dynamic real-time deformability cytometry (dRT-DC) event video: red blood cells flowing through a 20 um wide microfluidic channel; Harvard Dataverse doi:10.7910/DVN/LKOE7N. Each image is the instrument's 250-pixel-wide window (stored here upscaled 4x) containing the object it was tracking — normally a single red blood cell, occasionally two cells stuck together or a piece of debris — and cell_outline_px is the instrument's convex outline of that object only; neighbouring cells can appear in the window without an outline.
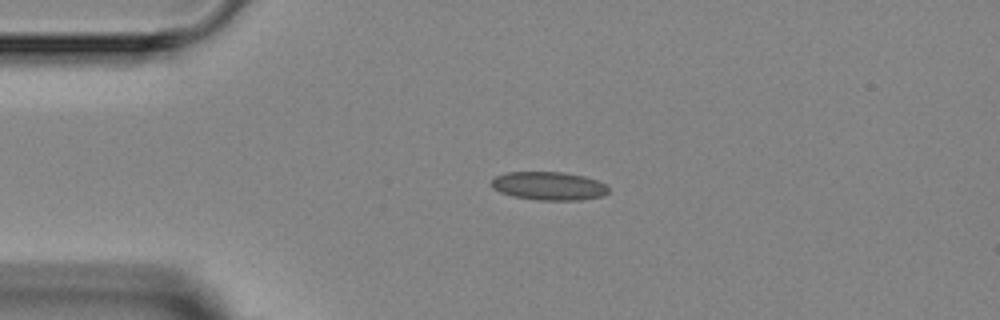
{"species": "Egyptian fruit bat (a non-hibernating species)", "species_latin": "Rousettus aegyptiacus", "temperature_condition": "room temperature", "stored_images_in_passage": 5, "camera_frame_rate_fps": 3000, "um_per_image_px": 0.085, "animal": {"sex": "female"}, "frame": {"image": 1, "passage_image": 1, "time_ms": 0.0, "image_size_px": [1000, 320], "cell_outline_px": [[608, 192], [604, 196], [580, 200], [536, 200], [512, 196], [500, 192], [492, 188], [492, 180], [496, 176], [504, 172], [564, 172], [584, 176], [596, 180], [604, 184], [608, 188]], "centroid_in_image_um": [46.64, 15.81], "position_along_channel_um": 38.4, "area_um2": 19.42}}
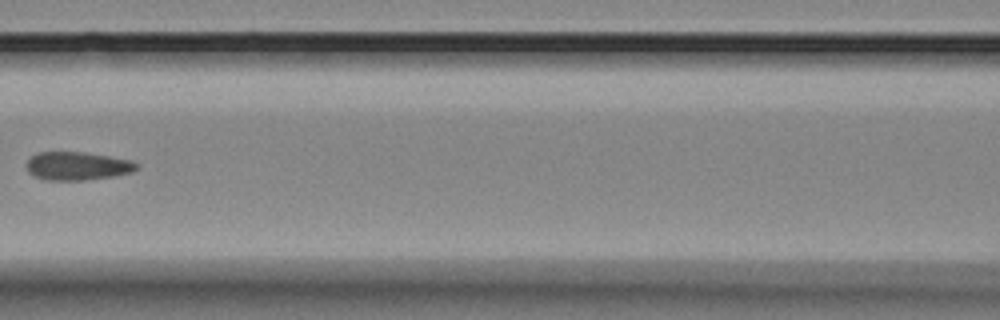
{"frame": {"image": 2, "passage_image": 4, "time_ms": 3.667, "image_size_px": [1000, 320], "cell_outline_px": [[140, 168], [132, 172], [116, 176], [84, 180], [44, 180], [32, 176], [28, 172], [28, 160], [36, 152], [84, 152], [132, 160], [140, 164]], "centroid_in_image_um": [6.62, 14.11], "position_along_channel_um": 160.0, "area_um2": 18.38}}
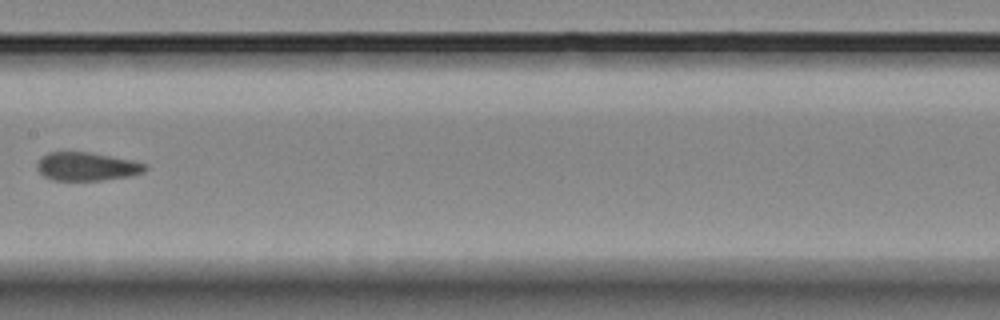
{"frame": {"image": 3, "passage_image": 5, "time_ms": 4.667, "image_size_px": [1000, 320], "cell_outline_px": [[148, 168], [144, 172], [132, 176], [100, 180], [52, 180], [44, 176], [36, 168], [36, 164], [40, 156], [48, 152], [88, 152], [132, 160], [148, 164]], "centroid_in_image_um": [7.38, 14.15], "position_along_channel_um": 200.0, "area_um2": 18.03}}